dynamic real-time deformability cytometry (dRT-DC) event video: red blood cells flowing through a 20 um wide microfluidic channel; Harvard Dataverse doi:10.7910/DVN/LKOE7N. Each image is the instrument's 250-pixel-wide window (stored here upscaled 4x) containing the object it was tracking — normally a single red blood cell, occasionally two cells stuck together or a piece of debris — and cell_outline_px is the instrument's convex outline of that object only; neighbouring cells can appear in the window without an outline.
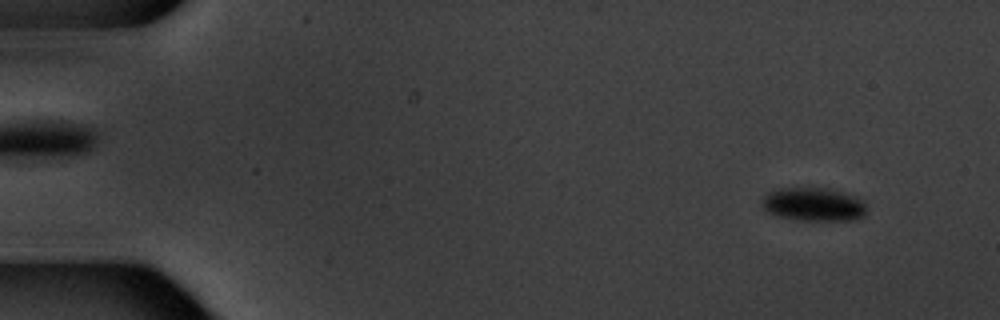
{"species": "common noctule bat (a hibernating species)", "species_latin": "Nyctalus noctula", "temperature_condition": "warm", "stored_images_in_passage": 7, "camera_frame_rate_fps": 3000, "um_per_image_px": 0.085, "animal": {"sex": "male", "body_mass_g": 20.1, "forearm_length_mm": 53.5}, "frame": {"image": 1, "passage_image": 1, "time_ms": 0.0, "image_size_px": [1000, 320], "cell_outline_px": [[868, 208], [864, 216], [860, 220], [796, 220], [776, 216], [768, 212], [764, 208], [764, 196], [768, 192], [780, 188], [832, 188], [856, 196]], "centroid_in_image_um": [69.2, 17.38], "position_along_channel_um": 15.8, "area_um2": 20.58}}
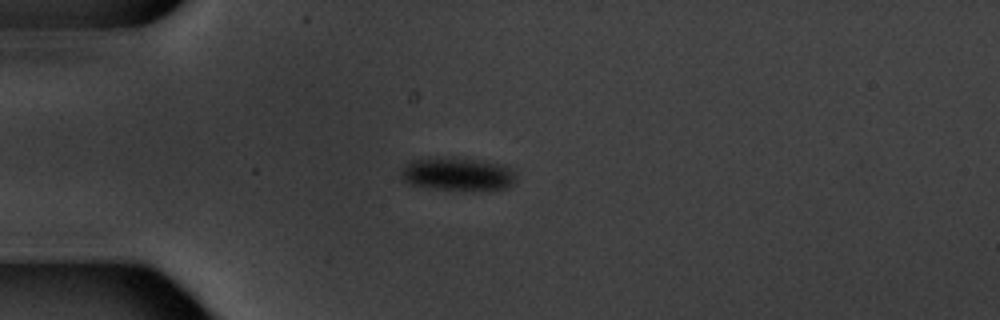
{"frame": {"image": 2, "passage_image": 4, "time_ms": 3.667, "image_size_px": [1000, 320], "cell_outline_px": [[516, 184], [504, 188], [432, 188], [408, 184], [404, 180], [400, 172], [412, 160], [428, 156], [452, 156], [504, 164], [516, 172]], "centroid_in_image_um": [38.9, 14.73], "position_along_channel_um": 46.1, "area_um2": 22.14}}
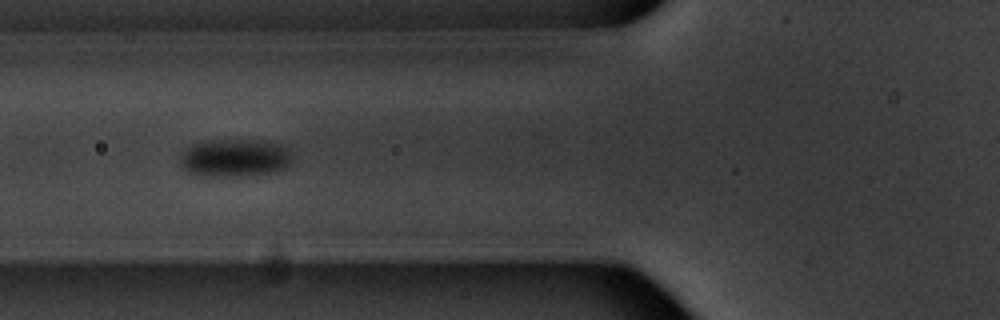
{"frame": {"image": 3, "passage_image": 6, "time_ms": 6.0, "image_size_px": [1000, 320], "cell_outline_px": [[292, 156], [288, 164], [284, 168], [276, 172], [240, 176], [204, 176], [188, 172], [184, 168], [180, 160], [184, 148], [192, 144], [212, 140], [256, 140], [288, 144]], "centroid_in_image_um": [20.0, 13.41], "position_along_channel_um": 105.8, "area_um2": 24.97}}